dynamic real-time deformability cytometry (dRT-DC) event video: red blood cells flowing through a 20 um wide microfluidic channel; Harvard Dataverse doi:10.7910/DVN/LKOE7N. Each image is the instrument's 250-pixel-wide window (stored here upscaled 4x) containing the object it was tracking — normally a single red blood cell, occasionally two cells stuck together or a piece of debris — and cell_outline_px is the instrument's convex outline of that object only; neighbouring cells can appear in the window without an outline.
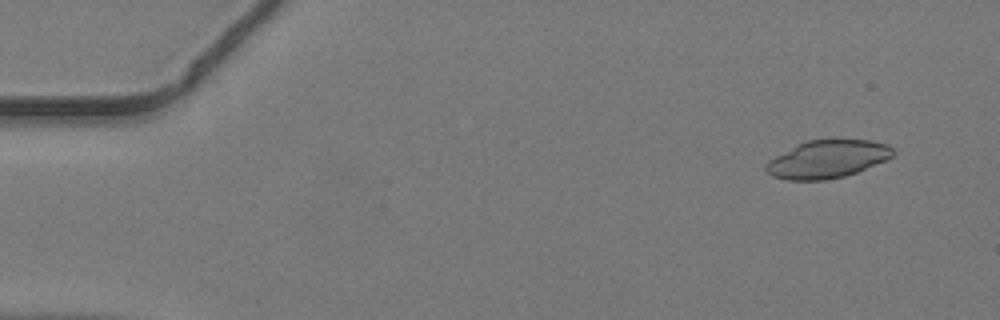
{"species": "common noctule bat (a hibernating species)", "species_latin": "Nyctalus noctula", "temperature_condition": "warm", "stored_images_in_passage": 48, "segment_of_instrument_passage": [1, 2], "camera_frame_rate_fps": 3000, "um_per_image_px": 0.085, "animal": {"sex": "male", "body_mass_g": 19.2, "forearm_length_mm": 51.8}, "frame": {"image": 1, "passage_image": 4, "time_ms": 1.0, "image_size_px": [1000, 320], "cell_outline_px": [[896, 152], [888, 160], [856, 172], [844, 176], [824, 180], [788, 180], [772, 176], [764, 168], [764, 164], [768, 160], [808, 140], [872, 140], [888, 144]], "centroid_in_image_um": [70.36, 13.53], "position_along_channel_um": 14.6, "area_um2": 27.8}}